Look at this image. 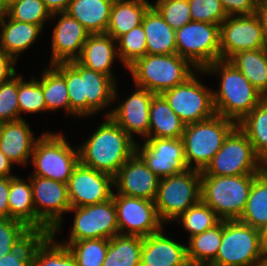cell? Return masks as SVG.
Returning a JSON list of instances; mask_svg holds the SVG:
<instances>
[{
  "label": "cell",
  "instance_id": "cell-1",
  "mask_svg": "<svg viewBox=\"0 0 267 266\" xmlns=\"http://www.w3.org/2000/svg\"><path fill=\"white\" fill-rule=\"evenodd\" d=\"M53 66L65 77L70 100V118L93 119V116H98L103 111V117L110 115L117 85L113 78L86 68L77 60L56 63Z\"/></svg>",
  "mask_w": 267,
  "mask_h": 266
},
{
  "label": "cell",
  "instance_id": "cell-2",
  "mask_svg": "<svg viewBox=\"0 0 267 266\" xmlns=\"http://www.w3.org/2000/svg\"><path fill=\"white\" fill-rule=\"evenodd\" d=\"M78 145L81 164L114 177L136 153V142L109 116H104Z\"/></svg>",
  "mask_w": 267,
  "mask_h": 266
},
{
  "label": "cell",
  "instance_id": "cell-3",
  "mask_svg": "<svg viewBox=\"0 0 267 266\" xmlns=\"http://www.w3.org/2000/svg\"><path fill=\"white\" fill-rule=\"evenodd\" d=\"M203 71L219 79L218 88L212 89L215 113L237 124L265 98L228 60H217Z\"/></svg>",
  "mask_w": 267,
  "mask_h": 266
},
{
  "label": "cell",
  "instance_id": "cell-4",
  "mask_svg": "<svg viewBox=\"0 0 267 266\" xmlns=\"http://www.w3.org/2000/svg\"><path fill=\"white\" fill-rule=\"evenodd\" d=\"M134 86L147 89L154 94L186 82L198 69L177 53L166 55L146 54L137 59L126 70Z\"/></svg>",
  "mask_w": 267,
  "mask_h": 266
},
{
  "label": "cell",
  "instance_id": "cell-5",
  "mask_svg": "<svg viewBox=\"0 0 267 266\" xmlns=\"http://www.w3.org/2000/svg\"><path fill=\"white\" fill-rule=\"evenodd\" d=\"M70 142L63 131H43L34 145L29 163L33 171L28 175L67 184L73 170L80 162L78 146L73 147Z\"/></svg>",
  "mask_w": 267,
  "mask_h": 266
},
{
  "label": "cell",
  "instance_id": "cell-6",
  "mask_svg": "<svg viewBox=\"0 0 267 266\" xmlns=\"http://www.w3.org/2000/svg\"><path fill=\"white\" fill-rule=\"evenodd\" d=\"M237 126L236 122L217 114L200 122L186 124L181 139L188 169L204 171Z\"/></svg>",
  "mask_w": 267,
  "mask_h": 266
},
{
  "label": "cell",
  "instance_id": "cell-7",
  "mask_svg": "<svg viewBox=\"0 0 267 266\" xmlns=\"http://www.w3.org/2000/svg\"><path fill=\"white\" fill-rule=\"evenodd\" d=\"M258 174L201 175V200L224 220H238Z\"/></svg>",
  "mask_w": 267,
  "mask_h": 266
},
{
  "label": "cell",
  "instance_id": "cell-8",
  "mask_svg": "<svg viewBox=\"0 0 267 266\" xmlns=\"http://www.w3.org/2000/svg\"><path fill=\"white\" fill-rule=\"evenodd\" d=\"M28 177L36 213V233L58 238L65 225L64 215L71 209L67 184L35 175Z\"/></svg>",
  "mask_w": 267,
  "mask_h": 266
},
{
  "label": "cell",
  "instance_id": "cell-9",
  "mask_svg": "<svg viewBox=\"0 0 267 266\" xmlns=\"http://www.w3.org/2000/svg\"><path fill=\"white\" fill-rule=\"evenodd\" d=\"M264 253L262 231L238 220H224L221 245L208 266H254Z\"/></svg>",
  "mask_w": 267,
  "mask_h": 266
},
{
  "label": "cell",
  "instance_id": "cell-10",
  "mask_svg": "<svg viewBox=\"0 0 267 266\" xmlns=\"http://www.w3.org/2000/svg\"><path fill=\"white\" fill-rule=\"evenodd\" d=\"M200 200L201 172L188 169L160 179L154 203L160 219L167 226Z\"/></svg>",
  "mask_w": 267,
  "mask_h": 266
},
{
  "label": "cell",
  "instance_id": "cell-11",
  "mask_svg": "<svg viewBox=\"0 0 267 266\" xmlns=\"http://www.w3.org/2000/svg\"><path fill=\"white\" fill-rule=\"evenodd\" d=\"M207 74L198 70L186 82L164 91L161 95L185 124L213 117L215 113L210 86L202 81Z\"/></svg>",
  "mask_w": 267,
  "mask_h": 266
},
{
  "label": "cell",
  "instance_id": "cell-12",
  "mask_svg": "<svg viewBox=\"0 0 267 266\" xmlns=\"http://www.w3.org/2000/svg\"><path fill=\"white\" fill-rule=\"evenodd\" d=\"M260 172L262 162L247 135L237 126L201 175L234 176Z\"/></svg>",
  "mask_w": 267,
  "mask_h": 266
},
{
  "label": "cell",
  "instance_id": "cell-13",
  "mask_svg": "<svg viewBox=\"0 0 267 266\" xmlns=\"http://www.w3.org/2000/svg\"><path fill=\"white\" fill-rule=\"evenodd\" d=\"M177 54L198 70L221 59L220 25L190 21L175 30Z\"/></svg>",
  "mask_w": 267,
  "mask_h": 266
},
{
  "label": "cell",
  "instance_id": "cell-14",
  "mask_svg": "<svg viewBox=\"0 0 267 266\" xmlns=\"http://www.w3.org/2000/svg\"><path fill=\"white\" fill-rule=\"evenodd\" d=\"M72 216L69 236L58 242H74L83 239H111L119 235L117 212L113 198L106 202L71 208Z\"/></svg>",
  "mask_w": 267,
  "mask_h": 266
},
{
  "label": "cell",
  "instance_id": "cell-15",
  "mask_svg": "<svg viewBox=\"0 0 267 266\" xmlns=\"http://www.w3.org/2000/svg\"><path fill=\"white\" fill-rule=\"evenodd\" d=\"M118 83L115 88L113 107L109 117L136 143L141 142L148 138L149 110L151 100L155 94L147 89L132 85L135 89L129 91L131 94L128 92V95L124 96L126 99H123L122 95L119 96ZM121 97L122 99H120Z\"/></svg>",
  "mask_w": 267,
  "mask_h": 266
},
{
  "label": "cell",
  "instance_id": "cell-16",
  "mask_svg": "<svg viewBox=\"0 0 267 266\" xmlns=\"http://www.w3.org/2000/svg\"><path fill=\"white\" fill-rule=\"evenodd\" d=\"M120 235L147 237L166 225L160 219L154 201L113 193Z\"/></svg>",
  "mask_w": 267,
  "mask_h": 266
},
{
  "label": "cell",
  "instance_id": "cell-17",
  "mask_svg": "<svg viewBox=\"0 0 267 266\" xmlns=\"http://www.w3.org/2000/svg\"><path fill=\"white\" fill-rule=\"evenodd\" d=\"M136 154L160 179L188 170L181 138H147L136 144Z\"/></svg>",
  "mask_w": 267,
  "mask_h": 266
},
{
  "label": "cell",
  "instance_id": "cell-18",
  "mask_svg": "<svg viewBox=\"0 0 267 266\" xmlns=\"http://www.w3.org/2000/svg\"><path fill=\"white\" fill-rule=\"evenodd\" d=\"M263 28L258 16H228L220 24V53L222 60H228L238 52L266 48Z\"/></svg>",
  "mask_w": 267,
  "mask_h": 266
},
{
  "label": "cell",
  "instance_id": "cell-19",
  "mask_svg": "<svg viewBox=\"0 0 267 266\" xmlns=\"http://www.w3.org/2000/svg\"><path fill=\"white\" fill-rule=\"evenodd\" d=\"M71 208L100 204L112 198L113 177L80 162L67 183Z\"/></svg>",
  "mask_w": 267,
  "mask_h": 266
},
{
  "label": "cell",
  "instance_id": "cell-20",
  "mask_svg": "<svg viewBox=\"0 0 267 266\" xmlns=\"http://www.w3.org/2000/svg\"><path fill=\"white\" fill-rule=\"evenodd\" d=\"M52 22L55 24L49 38L51 55L47 64L54 65L77 60L90 33L65 12L52 13L49 24Z\"/></svg>",
  "mask_w": 267,
  "mask_h": 266
},
{
  "label": "cell",
  "instance_id": "cell-21",
  "mask_svg": "<svg viewBox=\"0 0 267 266\" xmlns=\"http://www.w3.org/2000/svg\"><path fill=\"white\" fill-rule=\"evenodd\" d=\"M159 181L160 178L135 153L113 177V193L154 201Z\"/></svg>",
  "mask_w": 267,
  "mask_h": 266
},
{
  "label": "cell",
  "instance_id": "cell-22",
  "mask_svg": "<svg viewBox=\"0 0 267 266\" xmlns=\"http://www.w3.org/2000/svg\"><path fill=\"white\" fill-rule=\"evenodd\" d=\"M166 230L143 237L139 266H190L186 241L179 242Z\"/></svg>",
  "mask_w": 267,
  "mask_h": 266
},
{
  "label": "cell",
  "instance_id": "cell-23",
  "mask_svg": "<svg viewBox=\"0 0 267 266\" xmlns=\"http://www.w3.org/2000/svg\"><path fill=\"white\" fill-rule=\"evenodd\" d=\"M25 119L0 124V151L12 162L26 168L31 159L34 145L40 136Z\"/></svg>",
  "mask_w": 267,
  "mask_h": 266
},
{
  "label": "cell",
  "instance_id": "cell-24",
  "mask_svg": "<svg viewBox=\"0 0 267 266\" xmlns=\"http://www.w3.org/2000/svg\"><path fill=\"white\" fill-rule=\"evenodd\" d=\"M77 61L86 68L106 74L118 81L115 76L117 74L113 72L117 61L120 63L117 41L106 33L90 34Z\"/></svg>",
  "mask_w": 267,
  "mask_h": 266
},
{
  "label": "cell",
  "instance_id": "cell-25",
  "mask_svg": "<svg viewBox=\"0 0 267 266\" xmlns=\"http://www.w3.org/2000/svg\"><path fill=\"white\" fill-rule=\"evenodd\" d=\"M44 31L40 25L19 22L7 16L0 22V50L18 62L21 54L33 48Z\"/></svg>",
  "mask_w": 267,
  "mask_h": 266
},
{
  "label": "cell",
  "instance_id": "cell-26",
  "mask_svg": "<svg viewBox=\"0 0 267 266\" xmlns=\"http://www.w3.org/2000/svg\"><path fill=\"white\" fill-rule=\"evenodd\" d=\"M114 0H71L65 13L90 34L106 33Z\"/></svg>",
  "mask_w": 267,
  "mask_h": 266
},
{
  "label": "cell",
  "instance_id": "cell-27",
  "mask_svg": "<svg viewBox=\"0 0 267 266\" xmlns=\"http://www.w3.org/2000/svg\"><path fill=\"white\" fill-rule=\"evenodd\" d=\"M151 0H114L106 34L114 40L143 22Z\"/></svg>",
  "mask_w": 267,
  "mask_h": 266
},
{
  "label": "cell",
  "instance_id": "cell-28",
  "mask_svg": "<svg viewBox=\"0 0 267 266\" xmlns=\"http://www.w3.org/2000/svg\"><path fill=\"white\" fill-rule=\"evenodd\" d=\"M142 26L146 34L147 54L177 53L175 30L169 26L153 6L144 15Z\"/></svg>",
  "mask_w": 267,
  "mask_h": 266
},
{
  "label": "cell",
  "instance_id": "cell-29",
  "mask_svg": "<svg viewBox=\"0 0 267 266\" xmlns=\"http://www.w3.org/2000/svg\"><path fill=\"white\" fill-rule=\"evenodd\" d=\"M185 123L161 94H155L149 110L148 138H181Z\"/></svg>",
  "mask_w": 267,
  "mask_h": 266
},
{
  "label": "cell",
  "instance_id": "cell-30",
  "mask_svg": "<svg viewBox=\"0 0 267 266\" xmlns=\"http://www.w3.org/2000/svg\"><path fill=\"white\" fill-rule=\"evenodd\" d=\"M8 204L10 219L23 223L36 233V213L29 177L23 178L21 175L10 177Z\"/></svg>",
  "mask_w": 267,
  "mask_h": 266
},
{
  "label": "cell",
  "instance_id": "cell-31",
  "mask_svg": "<svg viewBox=\"0 0 267 266\" xmlns=\"http://www.w3.org/2000/svg\"><path fill=\"white\" fill-rule=\"evenodd\" d=\"M39 83L48 112L63 110L65 116H70V100L68 96L65 77L53 66L44 64L42 66Z\"/></svg>",
  "mask_w": 267,
  "mask_h": 266
},
{
  "label": "cell",
  "instance_id": "cell-32",
  "mask_svg": "<svg viewBox=\"0 0 267 266\" xmlns=\"http://www.w3.org/2000/svg\"><path fill=\"white\" fill-rule=\"evenodd\" d=\"M223 224L224 219H221L207 231L187 239V258L190 266H208L216 258L222 241Z\"/></svg>",
  "mask_w": 267,
  "mask_h": 266
},
{
  "label": "cell",
  "instance_id": "cell-33",
  "mask_svg": "<svg viewBox=\"0 0 267 266\" xmlns=\"http://www.w3.org/2000/svg\"><path fill=\"white\" fill-rule=\"evenodd\" d=\"M228 61L267 98V47L238 52Z\"/></svg>",
  "mask_w": 267,
  "mask_h": 266
},
{
  "label": "cell",
  "instance_id": "cell-34",
  "mask_svg": "<svg viewBox=\"0 0 267 266\" xmlns=\"http://www.w3.org/2000/svg\"><path fill=\"white\" fill-rule=\"evenodd\" d=\"M238 221L260 231L267 226V176L262 172L253 180L246 206Z\"/></svg>",
  "mask_w": 267,
  "mask_h": 266
},
{
  "label": "cell",
  "instance_id": "cell-35",
  "mask_svg": "<svg viewBox=\"0 0 267 266\" xmlns=\"http://www.w3.org/2000/svg\"><path fill=\"white\" fill-rule=\"evenodd\" d=\"M143 237L116 235L110 239L102 266H139Z\"/></svg>",
  "mask_w": 267,
  "mask_h": 266
},
{
  "label": "cell",
  "instance_id": "cell-36",
  "mask_svg": "<svg viewBox=\"0 0 267 266\" xmlns=\"http://www.w3.org/2000/svg\"><path fill=\"white\" fill-rule=\"evenodd\" d=\"M247 135L261 162L267 159V98H264L238 123Z\"/></svg>",
  "mask_w": 267,
  "mask_h": 266
},
{
  "label": "cell",
  "instance_id": "cell-37",
  "mask_svg": "<svg viewBox=\"0 0 267 266\" xmlns=\"http://www.w3.org/2000/svg\"><path fill=\"white\" fill-rule=\"evenodd\" d=\"M32 266H78V263L67 246L49 234L35 243Z\"/></svg>",
  "mask_w": 267,
  "mask_h": 266
},
{
  "label": "cell",
  "instance_id": "cell-38",
  "mask_svg": "<svg viewBox=\"0 0 267 266\" xmlns=\"http://www.w3.org/2000/svg\"><path fill=\"white\" fill-rule=\"evenodd\" d=\"M220 220L221 218L214 210L200 200L175 219L172 224L177 223L185 233H188L187 236L190 238L207 231Z\"/></svg>",
  "mask_w": 267,
  "mask_h": 266
},
{
  "label": "cell",
  "instance_id": "cell-39",
  "mask_svg": "<svg viewBox=\"0 0 267 266\" xmlns=\"http://www.w3.org/2000/svg\"><path fill=\"white\" fill-rule=\"evenodd\" d=\"M18 103L21 119H25L29 114L37 115L47 113V107L44 101L42 86L39 83V77L35 75L29 77V80L23 77V73H18ZM27 113V114H26Z\"/></svg>",
  "mask_w": 267,
  "mask_h": 266
},
{
  "label": "cell",
  "instance_id": "cell-40",
  "mask_svg": "<svg viewBox=\"0 0 267 266\" xmlns=\"http://www.w3.org/2000/svg\"><path fill=\"white\" fill-rule=\"evenodd\" d=\"M110 239H83L74 242H59L67 246L78 266H102Z\"/></svg>",
  "mask_w": 267,
  "mask_h": 266
},
{
  "label": "cell",
  "instance_id": "cell-41",
  "mask_svg": "<svg viewBox=\"0 0 267 266\" xmlns=\"http://www.w3.org/2000/svg\"><path fill=\"white\" fill-rule=\"evenodd\" d=\"M116 41L118 57L124 70L147 54L146 34L142 24L123 34Z\"/></svg>",
  "mask_w": 267,
  "mask_h": 266
},
{
  "label": "cell",
  "instance_id": "cell-42",
  "mask_svg": "<svg viewBox=\"0 0 267 266\" xmlns=\"http://www.w3.org/2000/svg\"><path fill=\"white\" fill-rule=\"evenodd\" d=\"M7 16L19 22L40 25L45 30L50 25L52 13L42 0H21L8 6Z\"/></svg>",
  "mask_w": 267,
  "mask_h": 266
},
{
  "label": "cell",
  "instance_id": "cell-43",
  "mask_svg": "<svg viewBox=\"0 0 267 266\" xmlns=\"http://www.w3.org/2000/svg\"><path fill=\"white\" fill-rule=\"evenodd\" d=\"M151 4L174 30L192 21L188 0H152Z\"/></svg>",
  "mask_w": 267,
  "mask_h": 266
},
{
  "label": "cell",
  "instance_id": "cell-44",
  "mask_svg": "<svg viewBox=\"0 0 267 266\" xmlns=\"http://www.w3.org/2000/svg\"><path fill=\"white\" fill-rule=\"evenodd\" d=\"M31 233L32 231L19 221L0 218V259L16 249Z\"/></svg>",
  "mask_w": 267,
  "mask_h": 266
},
{
  "label": "cell",
  "instance_id": "cell-45",
  "mask_svg": "<svg viewBox=\"0 0 267 266\" xmlns=\"http://www.w3.org/2000/svg\"><path fill=\"white\" fill-rule=\"evenodd\" d=\"M17 96L18 73L0 84V124L22 120Z\"/></svg>",
  "mask_w": 267,
  "mask_h": 266
},
{
  "label": "cell",
  "instance_id": "cell-46",
  "mask_svg": "<svg viewBox=\"0 0 267 266\" xmlns=\"http://www.w3.org/2000/svg\"><path fill=\"white\" fill-rule=\"evenodd\" d=\"M192 21L220 25L227 17L219 0H188Z\"/></svg>",
  "mask_w": 267,
  "mask_h": 266
},
{
  "label": "cell",
  "instance_id": "cell-47",
  "mask_svg": "<svg viewBox=\"0 0 267 266\" xmlns=\"http://www.w3.org/2000/svg\"><path fill=\"white\" fill-rule=\"evenodd\" d=\"M42 236L32 232L16 249L0 259V266H32L34 245Z\"/></svg>",
  "mask_w": 267,
  "mask_h": 266
},
{
  "label": "cell",
  "instance_id": "cell-48",
  "mask_svg": "<svg viewBox=\"0 0 267 266\" xmlns=\"http://www.w3.org/2000/svg\"><path fill=\"white\" fill-rule=\"evenodd\" d=\"M228 16L252 15L258 0H219Z\"/></svg>",
  "mask_w": 267,
  "mask_h": 266
},
{
  "label": "cell",
  "instance_id": "cell-49",
  "mask_svg": "<svg viewBox=\"0 0 267 266\" xmlns=\"http://www.w3.org/2000/svg\"><path fill=\"white\" fill-rule=\"evenodd\" d=\"M17 61L0 50V84L10 80L17 74Z\"/></svg>",
  "mask_w": 267,
  "mask_h": 266
},
{
  "label": "cell",
  "instance_id": "cell-50",
  "mask_svg": "<svg viewBox=\"0 0 267 266\" xmlns=\"http://www.w3.org/2000/svg\"><path fill=\"white\" fill-rule=\"evenodd\" d=\"M10 177H0V218H10L8 196Z\"/></svg>",
  "mask_w": 267,
  "mask_h": 266
},
{
  "label": "cell",
  "instance_id": "cell-51",
  "mask_svg": "<svg viewBox=\"0 0 267 266\" xmlns=\"http://www.w3.org/2000/svg\"><path fill=\"white\" fill-rule=\"evenodd\" d=\"M255 14L260 20L265 39L267 41V0H258Z\"/></svg>",
  "mask_w": 267,
  "mask_h": 266
},
{
  "label": "cell",
  "instance_id": "cell-52",
  "mask_svg": "<svg viewBox=\"0 0 267 266\" xmlns=\"http://www.w3.org/2000/svg\"><path fill=\"white\" fill-rule=\"evenodd\" d=\"M51 13L65 12L71 0H42Z\"/></svg>",
  "mask_w": 267,
  "mask_h": 266
},
{
  "label": "cell",
  "instance_id": "cell-53",
  "mask_svg": "<svg viewBox=\"0 0 267 266\" xmlns=\"http://www.w3.org/2000/svg\"><path fill=\"white\" fill-rule=\"evenodd\" d=\"M14 165L12 162L0 151V177H13Z\"/></svg>",
  "mask_w": 267,
  "mask_h": 266
},
{
  "label": "cell",
  "instance_id": "cell-54",
  "mask_svg": "<svg viewBox=\"0 0 267 266\" xmlns=\"http://www.w3.org/2000/svg\"><path fill=\"white\" fill-rule=\"evenodd\" d=\"M8 15V6L5 0H0V22L7 17Z\"/></svg>",
  "mask_w": 267,
  "mask_h": 266
},
{
  "label": "cell",
  "instance_id": "cell-55",
  "mask_svg": "<svg viewBox=\"0 0 267 266\" xmlns=\"http://www.w3.org/2000/svg\"><path fill=\"white\" fill-rule=\"evenodd\" d=\"M254 266H267V253H264Z\"/></svg>",
  "mask_w": 267,
  "mask_h": 266
},
{
  "label": "cell",
  "instance_id": "cell-56",
  "mask_svg": "<svg viewBox=\"0 0 267 266\" xmlns=\"http://www.w3.org/2000/svg\"><path fill=\"white\" fill-rule=\"evenodd\" d=\"M262 238H263V249L264 252L267 253V226L262 231Z\"/></svg>",
  "mask_w": 267,
  "mask_h": 266
},
{
  "label": "cell",
  "instance_id": "cell-57",
  "mask_svg": "<svg viewBox=\"0 0 267 266\" xmlns=\"http://www.w3.org/2000/svg\"><path fill=\"white\" fill-rule=\"evenodd\" d=\"M262 173L267 176V159L262 162Z\"/></svg>",
  "mask_w": 267,
  "mask_h": 266
},
{
  "label": "cell",
  "instance_id": "cell-58",
  "mask_svg": "<svg viewBox=\"0 0 267 266\" xmlns=\"http://www.w3.org/2000/svg\"><path fill=\"white\" fill-rule=\"evenodd\" d=\"M18 1H21V0H5L7 6H9V5H11V4L15 3V2H18Z\"/></svg>",
  "mask_w": 267,
  "mask_h": 266
}]
</instances>
